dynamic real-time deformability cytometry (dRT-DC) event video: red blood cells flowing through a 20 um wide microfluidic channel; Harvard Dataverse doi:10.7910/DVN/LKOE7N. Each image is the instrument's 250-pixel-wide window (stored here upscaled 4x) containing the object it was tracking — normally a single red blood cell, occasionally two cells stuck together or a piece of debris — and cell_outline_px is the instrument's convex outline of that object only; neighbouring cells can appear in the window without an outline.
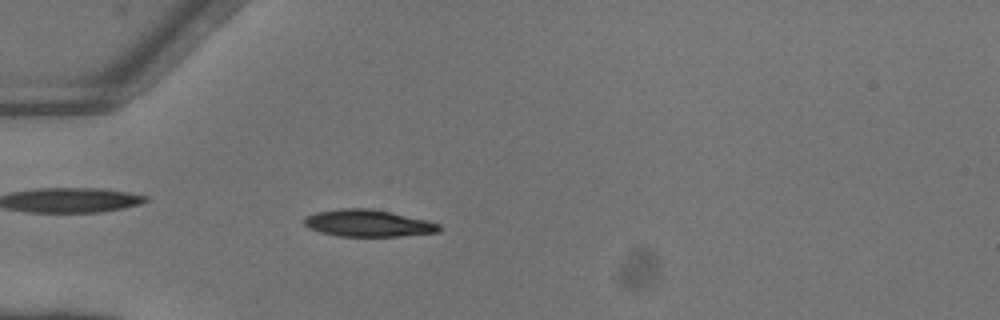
{"species": "common noctule bat (a hibernating species)", "species_latin": "Nyctalus noctula", "temperature_condition": "warm", "stored_images_in_passage": 51, "camera_frame_rate_fps": 3000, "um_per_image_px": 0.085, "animal": {"sex": "female"}, "frame": {"image": 1, "passage_image": 16, "time_ms": 5.0, "image_size_px": [1000, 320], "cell_outline_px": [[440, 232], [400, 236], [336, 236], [320, 232], [308, 228], [304, 224], [304, 220], [308, 216], [316, 212], [340, 208], [372, 208], [428, 220], [440, 224]], "centroid_in_image_um": [31.3, 18.97], "position_along_channel_um": 53.7, "area_um2": 21.27}}
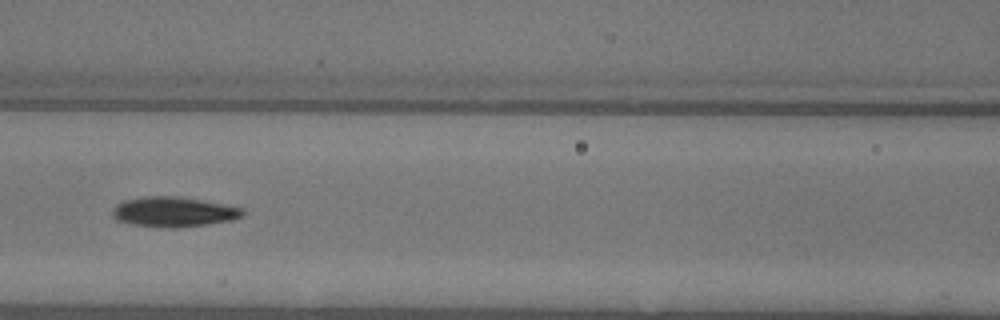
{"frame": {"image": 2, "passage_image": 24, "time_ms": 7.667, "image_size_px": [1000, 320], "cell_outline_px": [[244, 216], [232, 220], [208, 224], [176, 228], [160, 228], [132, 224], [116, 220], [112, 216], [112, 208], [116, 204], [124, 200], [144, 196], [176, 196], [224, 204], [244, 208]], "centroid_in_image_um": [14.74, 18.01], "position_along_channel_um": 151.9, "area_um2": 23.0}}
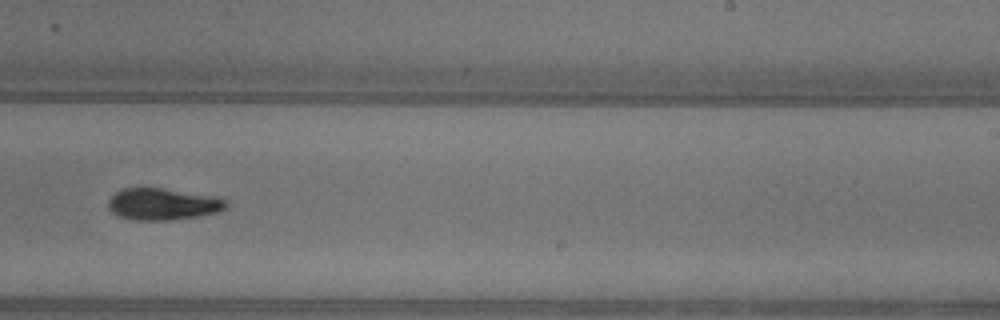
{"frame": {"image": 3, "passage_image": 33, "time_ms": 10.667, "image_size_px": [1000, 320], "cell_outline_px": [[228, 204], [224, 208], [212, 212], [196, 216], [168, 220], [136, 220], [120, 216], [112, 212], [108, 208], [108, 200], [116, 192], [124, 188], [160, 188], [212, 196], [228, 200]], "centroid_in_image_um": [13.78, 17.34], "position_along_channel_um": 275.2, "area_um2": 21.27}, "authors_computed_cell_mechanics": {"area_um2": 20.7502, "velocity_mm_per_s": 4.1316, "shape_relaxation_time_tau1_ms": 3.2677, "shape_relaxation_time_tau2_ms": null, "deformation_change_tau1": 0.1303, "deformation_change_tau2": null}}